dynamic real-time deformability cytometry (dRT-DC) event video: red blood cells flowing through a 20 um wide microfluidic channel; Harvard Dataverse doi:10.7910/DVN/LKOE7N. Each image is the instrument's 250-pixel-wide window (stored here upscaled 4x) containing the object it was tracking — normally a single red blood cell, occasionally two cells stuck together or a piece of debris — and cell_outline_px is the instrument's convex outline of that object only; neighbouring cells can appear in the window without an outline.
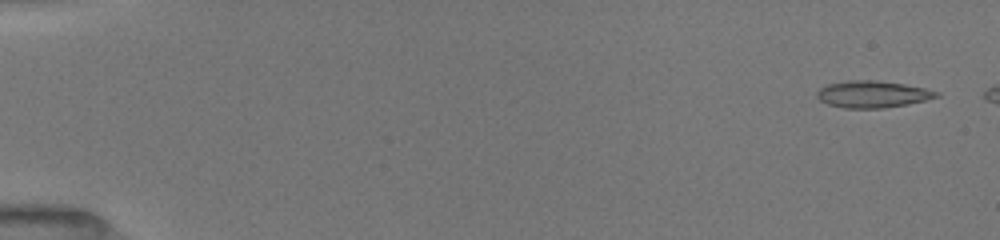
{"species": "common noctule bat (a hibernating species)", "species_latin": "Nyctalus noctula", "temperature_condition": "room temperature", "stored_images_in_passage": 54, "camera_frame_rate_fps": 3000, "um_per_image_px": 0.085, "animal": {"sex": "female", "body_mass_g": 19.5, "forearm_length_mm": 54.1}, "frame": {"image": 1, "passage_image": 3, "time_ms": 0.333, "image_size_px": [1000, 240], "cell_outline_px": [[940, 96], [924, 100], [884, 108], [844, 108], [828, 104], [820, 100], [816, 96], [816, 92], [820, 88], [828, 84], [848, 80], [876, 80], [904, 84], [924, 88], [940, 92]], "centroid_in_image_um": [74.14, 8.0], "position_along_channel_um": 10.9, "area_um2": 18.55}}
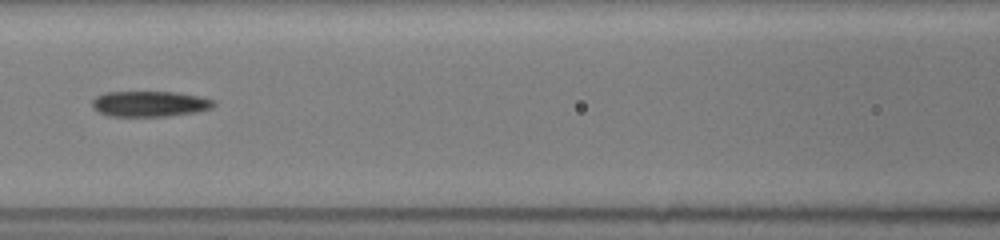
{"frame": {"image": 2, "passage_image": 35, "time_ms": 7.667, "image_size_px": [1000, 240], "cell_outline_px": [[216, 104], [212, 108], [196, 112], [168, 116], [108, 116], [92, 108], [92, 100], [96, 96], [104, 92], [176, 92], [196, 96], [212, 100]], "centroid_in_image_um": [12.69, 8.83], "position_along_channel_um": 153.9, "area_um2": 18.09}}
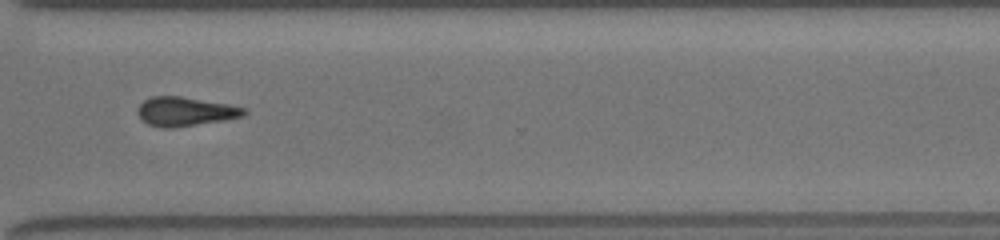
{"frame": {"image": 3, "passage_image": 53, "time_ms": 12.667, "image_size_px": [1000, 240], "cell_outline_px": [[248, 112], [244, 116], [224, 120], [172, 128], [160, 128], [148, 124], [140, 120], [136, 112], [136, 108], [144, 100], [152, 96], [180, 96], [228, 104], [248, 108]], "centroid_in_image_um": [15.72, 9.48], "position_along_channel_um": 354.9, "area_um2": 18.26}}